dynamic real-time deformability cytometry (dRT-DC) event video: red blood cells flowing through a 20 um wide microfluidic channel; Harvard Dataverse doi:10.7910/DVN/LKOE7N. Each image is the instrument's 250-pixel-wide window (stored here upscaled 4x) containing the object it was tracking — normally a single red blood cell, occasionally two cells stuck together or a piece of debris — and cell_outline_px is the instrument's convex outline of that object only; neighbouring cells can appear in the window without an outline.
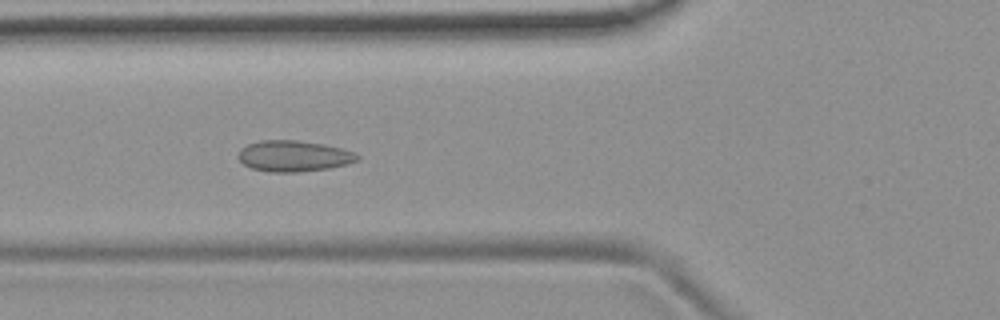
{"species": "common noctule bat (a hibernating species)", "species_latin": "Nyctalus noctula", "temperature_condition": "room temperature", "stored_images_in_passage": 55, "camera_frame_rate_fps": 3000, "um_per_image_px": 0.085, "animal": {"sex": "female", "body_mass_g": 19.9}, "frame": {"image": 1, "passage_image": 20, "time_ms": 6.333, "image_size_px": [1000, 320], "cell_outline_px": [[360, 160], [348, 164], [328, 168], [296, 172], [268, 172], [252, 168], [244, 164], [236, 156], [240, 148], [248, 144], [260, 140], [296, 140], [324, 144], [340, 148], [352, 152], [360, 156]], "centroid_in_image_um": [24.94, 13.26], "position_along_channel_um": 100.9, "area_um2": 21.56}}
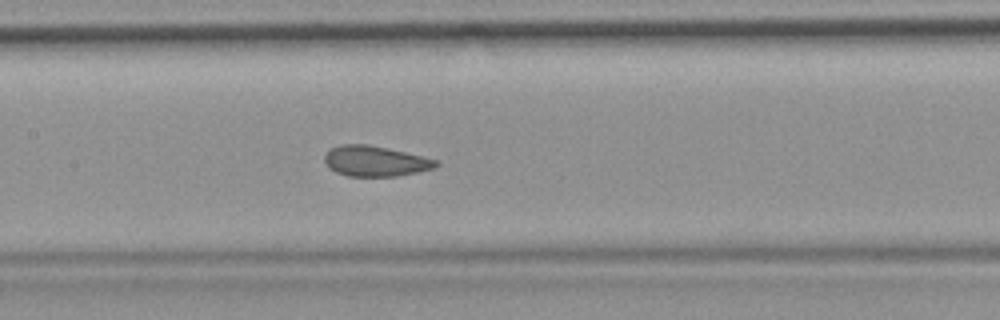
{"frame": {"image": 2, "passage_image": 26, "time_ms": 8.333, "image_size_px": [1000, 320], "cell_outline_px": [[440, 164], [432, 168], [416, 172], [396, 176], [348, 176], [336, 172], [328, 168], [324, 160], [324, 156], [332, 148], [340, 144], [368, 144], [388, 148], [440, 160]], "centroid_in_image_um": [31.9, 13.69], "position_along_channel_um": 175.5, "area_um2": 19.77}}
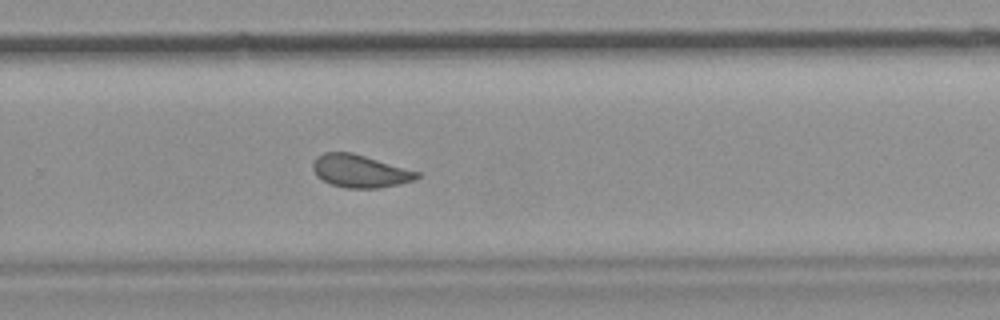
{"frame": {"image": 3, "passage_image": 36, "time_ms": 11.667, "image_size_px": [1000, 320], "cell_outline_px": [[420, 176], [412, 180], [400, 184], [380, 188], [344, 188], [332, 184], [316, 176], [312, 168], [312, 164], [316, 156], [324, 152], [352, 152], [420, 172]], "centroid_in_image_um": [30.58, 14.54], "position_along_channel_um": 299.2, "area_um2": 19.88}, "authors_computed_cell_mechanics": {"area_um2": 20.8658, "velocity_mm_per_s": 3.7341, "shape_relaxation_time_tau1_ms": null, "shape_relaxation_time_tau2_ms": 1.2925, "deformation_change_tau1": null, "deformation_change_tau2": 0.0718}}